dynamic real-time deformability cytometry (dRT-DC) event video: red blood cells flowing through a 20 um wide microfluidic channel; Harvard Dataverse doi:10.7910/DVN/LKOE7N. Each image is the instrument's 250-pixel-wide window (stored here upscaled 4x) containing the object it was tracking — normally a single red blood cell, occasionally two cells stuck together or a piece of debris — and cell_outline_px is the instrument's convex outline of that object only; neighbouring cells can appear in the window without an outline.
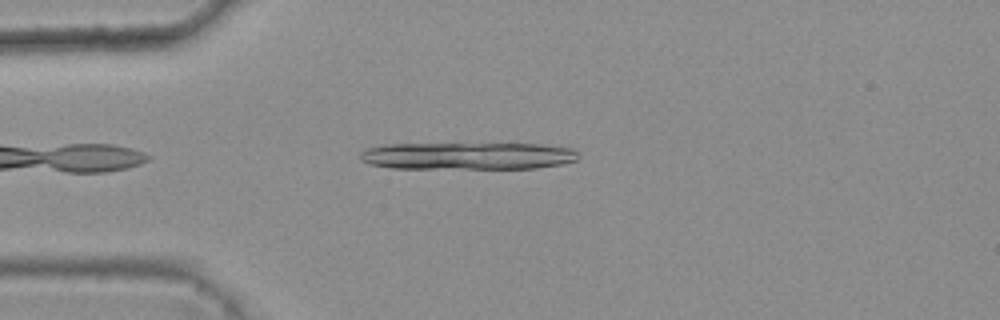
{"species": "common noctule bat (a hibernating species)", "species_latin": "Nyctalus noctula", "temperature_condition": "warm", "stored_images_in_passage": 10, "camera_frame_rate_fps": 3000, "um_per_image_px": 0.085, "animal": {"sex": "female", "body_mass_g": 25.1}, "frame": {"image": 1, "passage_image": 4, "time_ms": 1.0, "image_size_px": [1000, 320], "cell_outline_px": [[580, 156], [576, 160], [560, 164], [536, 168], [392, 168], [372, 164], [360, 160], [360, 152], [364, 148], [388, 144], [544, 144], [572, 148]], "centroid_in_image_um": [39.75, 13.24], "position_along_channel_um": 45.3, "area_um2": 34.62}}